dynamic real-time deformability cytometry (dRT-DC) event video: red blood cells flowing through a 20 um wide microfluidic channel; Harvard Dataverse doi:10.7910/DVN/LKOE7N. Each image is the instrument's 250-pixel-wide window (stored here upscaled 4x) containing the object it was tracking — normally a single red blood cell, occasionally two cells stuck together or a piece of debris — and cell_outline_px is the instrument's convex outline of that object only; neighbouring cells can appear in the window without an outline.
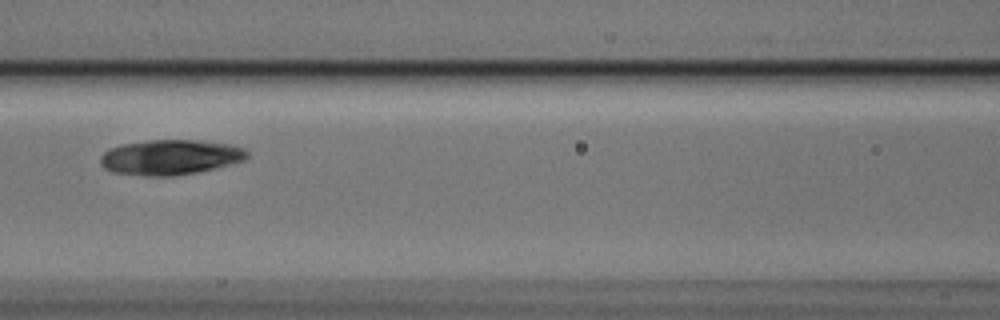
{"species": "Egyptian fruit bat (a non-hibernating species)", "species_latin": "Rousettus aegyptiacus", "temperature_condition": "cold", "stored_images_in_passage": 3, "camera_frame_rate_fps": 3000, "um_per_image_px": 0.085, "animal": {"sex": "male"}, "frame": {"image": 1, "passage_image": 3, "time_ms": 0.667, "image_size_px": [1000, 320], "cell_outline_px": [[248, 156], [244, 160], [196, 172], [172, 176], [144, 176], [112, 172], [104, 168], [100, 164], [100, 156], [108, 148], [120, 144], [148, 140], [200, 140], [232, 144], [244, 148], [248, 152]], "centroid_in_image_um": [14.43, 13.35], "position_along_channel_um": 152.2, "area_um2": 30.17}}